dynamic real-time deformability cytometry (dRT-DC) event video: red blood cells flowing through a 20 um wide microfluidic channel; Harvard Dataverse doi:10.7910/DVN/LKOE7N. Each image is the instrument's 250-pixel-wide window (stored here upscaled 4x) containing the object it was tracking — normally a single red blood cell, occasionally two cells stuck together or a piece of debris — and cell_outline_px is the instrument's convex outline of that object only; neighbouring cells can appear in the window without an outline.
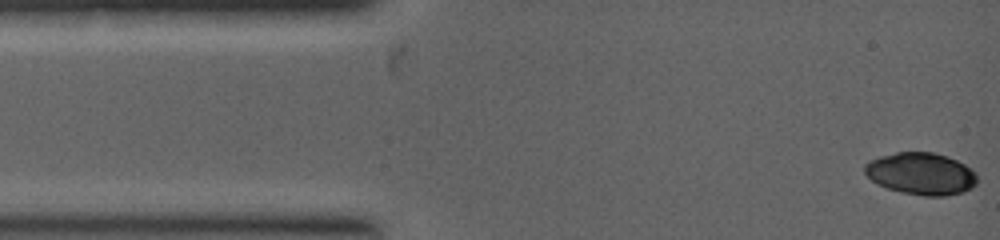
{"species": "common noctule bat (a hibernating species)", "species_latin": "Nyctalus noctula", "temperature_condition": "warm", "stored_images_in_passage": 7, "camera_frame_rate_fps": 5000, "um_per_image_px": 0.085, "animal": {"sex": "female", "body_mass_g": 19.0, "forearm_length_mm": 53.3}, "frame": {"image": 1, "passage_image": 1, "time_ms": 0.0, "image_size_px": [1000, 240], "cell_outline_px": [[976, 184], [972, 188], [964, 192], [944, 196], [924, 196], [900, 192], [876, 184], [864, 172], [864, 164], [868, 160], [880, 156], [896, 152], [932, 152], [948, 156], [972, 168], [976, 172]], "centroid_in_image_um": [78.29, 14.76], "position_along_channel_um": 6.7, "area_um2": 27.86}}
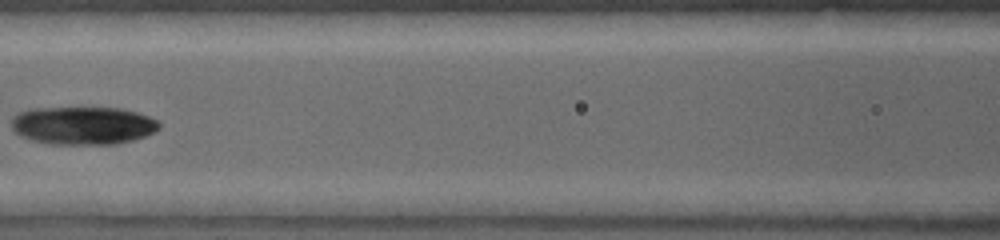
{"frame": {"image": 2, "passage_image": 6, "time_ms": 3.4, "image_size_px": [1000, 240], "cell_outline_px": [[160, 128], [156, 132], [132, 140], [116, 144], [52, 144], [32, 140], [16, 132], [12, 128], [12, 116], [16, 112], [32, 108], [124, 108], [148, 116], [156, 120], [160, 124]], "centroid_in_image_um": [7.06, 10.66], "position_along_channel_um": 159.5, "area_um2": 32.77}}
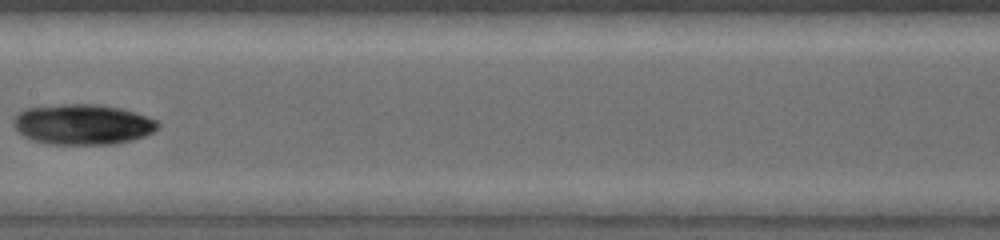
{"frame": {"image": 3, "passage_image": 7, "time_ms": 4.0, "image_size_px": [1000, 240], "cell_outline_px": [[160, 124], [152, 132], [144, 136], [132, 140], [112, 144], [48, 144], [32, 140], [24, 136], [12, 124], [12, 120], [24, 108], [64, 104], [100, 104], [124, 108], [148, 116], [156, 120]], "centroid_in_image_um": [7.04, 10.56], "position_along_channel_um": 200.4, "area_um2": 34.16}}